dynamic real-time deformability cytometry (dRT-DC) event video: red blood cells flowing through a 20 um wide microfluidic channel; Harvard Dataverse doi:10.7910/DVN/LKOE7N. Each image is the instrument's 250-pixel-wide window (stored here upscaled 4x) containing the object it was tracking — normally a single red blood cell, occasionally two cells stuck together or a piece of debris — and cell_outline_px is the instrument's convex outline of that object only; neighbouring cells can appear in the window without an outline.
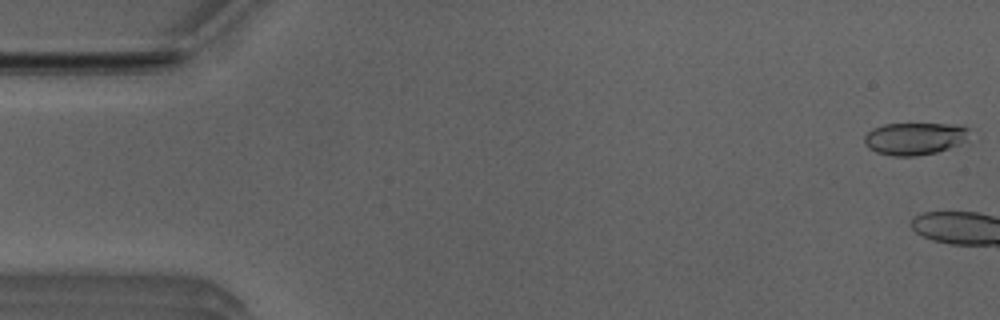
{"species": "Egyptian fruit bat (a non-hibernating species)", "species_latin": "Rousettus aegyptiacus", "temperature_condition": "room temperature", "stored_images_in_passage": 3, "camera_frame_rate_fps": 3000, "um_per_image_px": 0.085, "animal": {"sex": "male"}, "frame": {"image": 1, "passage_image": 1, "time_ms": 0.0, "image_size_px": [1000, 320], "cell_outline_px": [[968, 128], [964, 140], [960, 144], [936, 152], [916, 156], [892, 156], [876, 152], [868, 148], [864, 144], [864, 136], [872, 128], [884, 124], [948, 124]], "centroid_in_image_um": [77.65, 11.79], "position_along_channel_um": 7.3, "area_um2": 19.54}}